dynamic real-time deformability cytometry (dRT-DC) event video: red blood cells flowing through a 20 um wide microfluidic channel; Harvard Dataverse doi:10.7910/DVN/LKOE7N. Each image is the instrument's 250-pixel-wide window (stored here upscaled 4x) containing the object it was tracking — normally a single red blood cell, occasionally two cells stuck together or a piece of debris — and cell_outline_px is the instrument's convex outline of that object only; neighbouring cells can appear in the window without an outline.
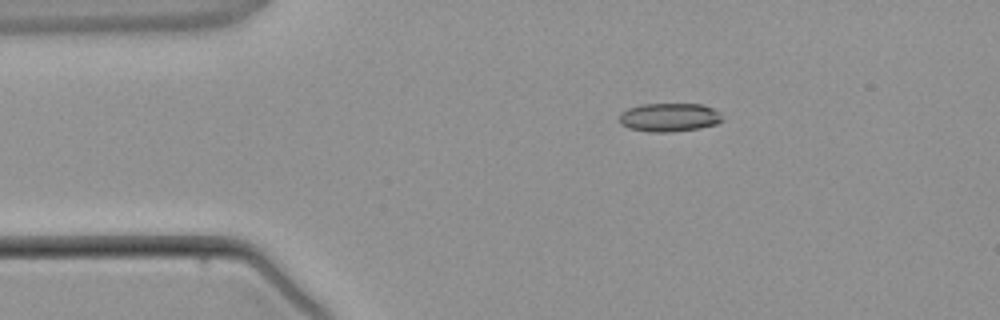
{"species": "common noctule bat (a hibernating species)", "species_latin": "Nyctalus noctula", "temperature_condition": "warm", "stored_images_in_passage": 3, "camera_frame_rate_fps": 3000, "um_per_image_px": 0.085, "animal": {"sex": "male", "body_mass_g": 21.5, "forearm_length_mm": 52.0}, "frame": {"image": 1, "passage_image": 2, "time_ms": 2.333, "image_size_px": [1000, 320], "cell_outline_px": [[724, 120], [716, 124], [700, 128], [672, 132], [648, 132], [628, 128], [620, 124], [620, 112], [628, 108], [640, 104], [704, 104], [712, 108]], "centroid_in_image_um": [56.85, 9.98], "position_along_channel_um": 28.2, "area_um2": 17.22}}